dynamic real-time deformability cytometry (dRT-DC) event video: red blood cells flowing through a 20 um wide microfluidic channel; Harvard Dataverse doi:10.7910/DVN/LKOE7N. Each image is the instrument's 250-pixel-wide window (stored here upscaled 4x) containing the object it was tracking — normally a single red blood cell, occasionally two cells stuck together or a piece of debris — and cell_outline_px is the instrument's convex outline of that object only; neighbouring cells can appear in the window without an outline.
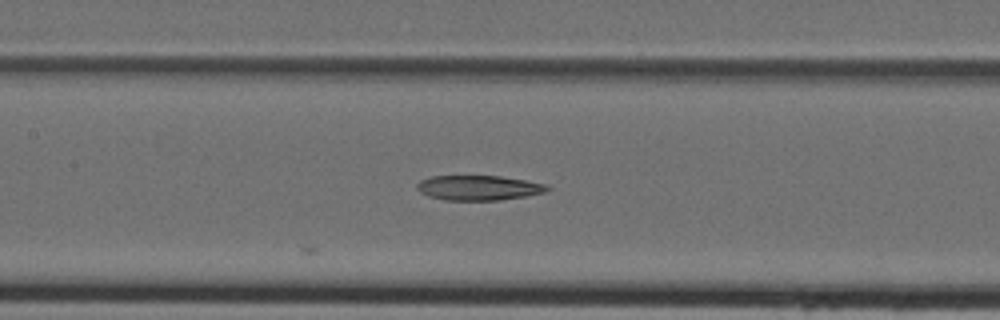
{"species": "Egyptian fruit bat (a non-hibernating species)", "species_latin": "Rousettus aegyptiacus", "temperature_condition": "cold", "stored_images_in_passage": 9, "camera_frame_rate_fps": 3000, "um_per_image_px": 0.085, "animal": {"sex": "female"}, "frame": {"image": 1, "passage_image": 9, "time_ms": 2.667, "image_size_px": [1000, 320], "cell_outline_px": [[552, 188], [544, 192], [524, 196], [500, 200], [444, 200], [428, 196], [420, 192], [416, 188], [416, 184], [420, 180], [432, 176], [500, 176], [548, 184]], "centroid_in_image_um": [40.67, 15.96], "position_along_channel_um": 166.7, "area_um2": 18.9}}